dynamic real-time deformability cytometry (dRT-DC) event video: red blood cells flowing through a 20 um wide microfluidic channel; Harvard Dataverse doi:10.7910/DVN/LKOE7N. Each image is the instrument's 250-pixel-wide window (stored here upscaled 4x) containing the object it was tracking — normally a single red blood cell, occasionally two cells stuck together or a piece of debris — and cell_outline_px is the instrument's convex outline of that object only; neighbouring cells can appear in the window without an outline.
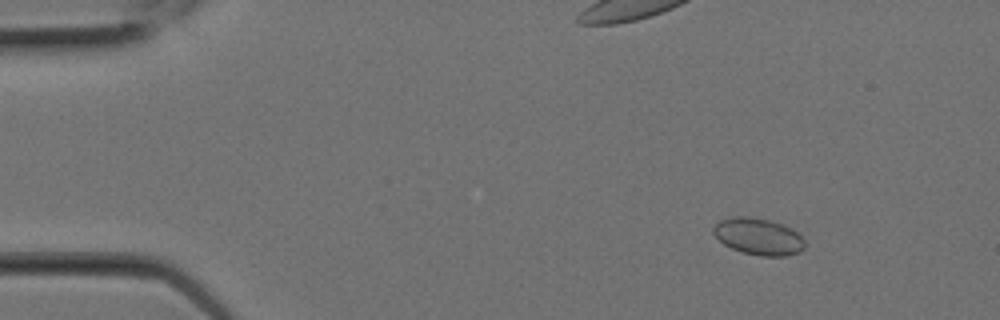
{"species": "Egyptian fruit bat (a non-hibernating species)", "species_latin": "Rousettus aegyptiacus", "temperature_condition": "room temperature", "stored_images_in_passage": 10, "camera_frame_rate_fps": 3000, "um_per_image_px": 0.085, "animal": {"sex": "female"}, "frame": {"image": 1, "passage_image": 2, "time_ms": 0.333, "image_size_px": [1000, 320], "cell_outline_px": [[804, 248], [800, 252], [788, 256], [760, 256], [744, 252], [732, 248], [724, 244], [712, 232], [712, 228], [720, 220], [732, 216], [752, 216], [772, 220], [796, 232], [804, 240]], "centroid_in_image_um": [64.45, 20.09], "position_along_channel_um": 20.5, "area_um2": 19.54}}
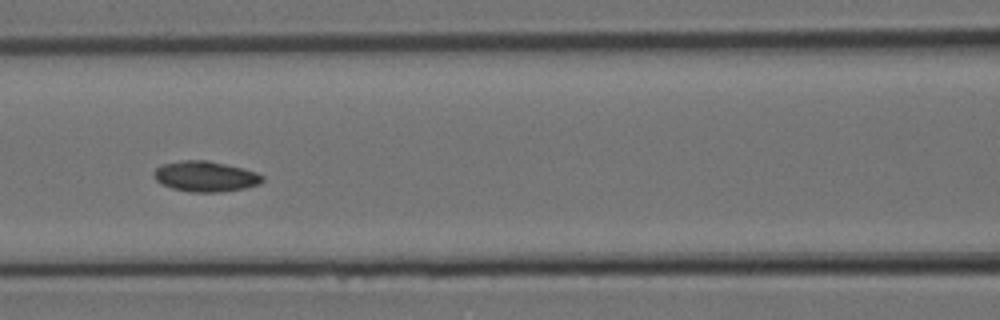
{"frame": {"image": 2, "passage_image": 9, "time_ms": 2.667, "image_size_px": [1000, 320], "cell_outline_px": [[264, 180], [260, 184], [244, 188], [220, 192], [192, 192], [172, 188], [160, 184], [152, 176], [152, 172], [160, 164], [184, 160], [208, 160], [244, 168], [256, 172], [264, 176]], "centroid_in_image_um": [17.44, 14.99], "position_along_channel_um": 149.2, "area_um2": 19.54}}
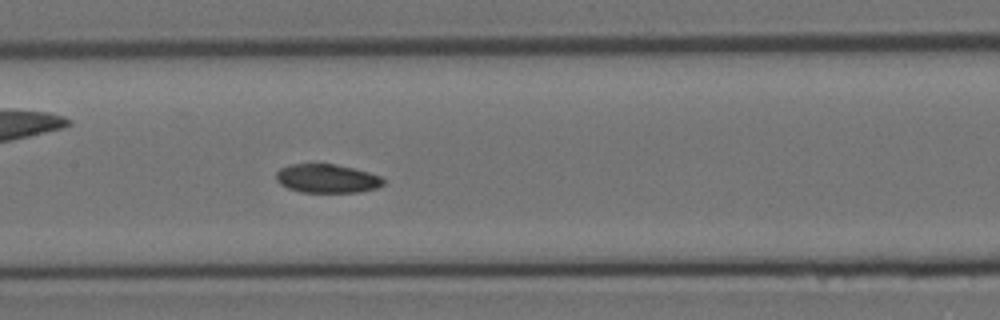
{"frame": {"image": 3, "passage_image": 10, "time_ms": 3.0, "image_size_px": [1000, 320], "cell_outline_px": [[384, 184], [376, 188], [360, 192], [300, 192], [288, 188], [280, 184], [276, 180], [276, 172], [280, 168], [288, 164], [336, 164], [368, 172], [380, 176], [384, 180]], "centroid_in_image_um": [27.77, 15.17], "position_along_channel_um": 179.6, "area_um2": 17.98}}